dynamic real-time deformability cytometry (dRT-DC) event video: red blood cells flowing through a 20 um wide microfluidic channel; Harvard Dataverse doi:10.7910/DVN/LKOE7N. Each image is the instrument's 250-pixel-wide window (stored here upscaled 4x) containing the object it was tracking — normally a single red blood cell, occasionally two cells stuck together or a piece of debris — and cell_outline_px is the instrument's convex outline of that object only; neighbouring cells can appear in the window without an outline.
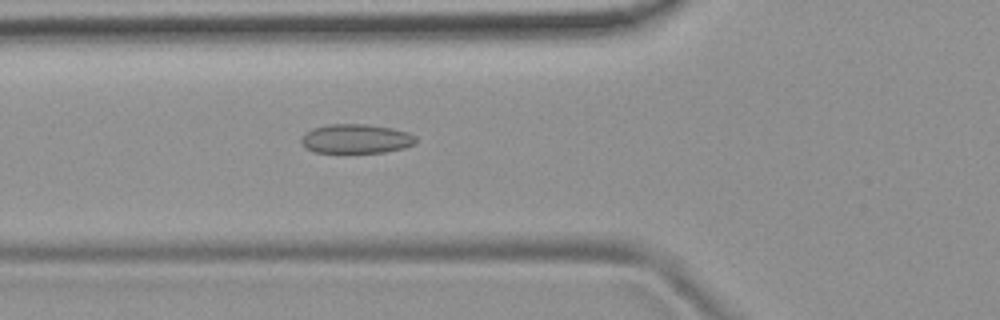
{"species": "common noctule bat (a hibernating species)", "species_latin": "Nyctalus noctula", "temperature_condition": "room temperature", "stored_images_in_passage": 5, "camera_frame_rate_fps": 3000, "um_per_image_px": 0.085, "animal": {"sex": "female", "body_mass_g": 19.9}, "frame": {"image": 1, "passage_image": 5, "time_ms": 1.333, "image_size_px": [1000, 320], "cell_outline_px": [[416, 144], [404, 148], [384, 152], [316, 152], [304, 148], [300, 140], [312, 128], [328, 124], [368, 124], [392, 128], [408, 132], [416, 136]], "centroid_in_image_um": [30.29, 11.79], "position_along_channel_um": 95.5, "area_um2": 19.54}}